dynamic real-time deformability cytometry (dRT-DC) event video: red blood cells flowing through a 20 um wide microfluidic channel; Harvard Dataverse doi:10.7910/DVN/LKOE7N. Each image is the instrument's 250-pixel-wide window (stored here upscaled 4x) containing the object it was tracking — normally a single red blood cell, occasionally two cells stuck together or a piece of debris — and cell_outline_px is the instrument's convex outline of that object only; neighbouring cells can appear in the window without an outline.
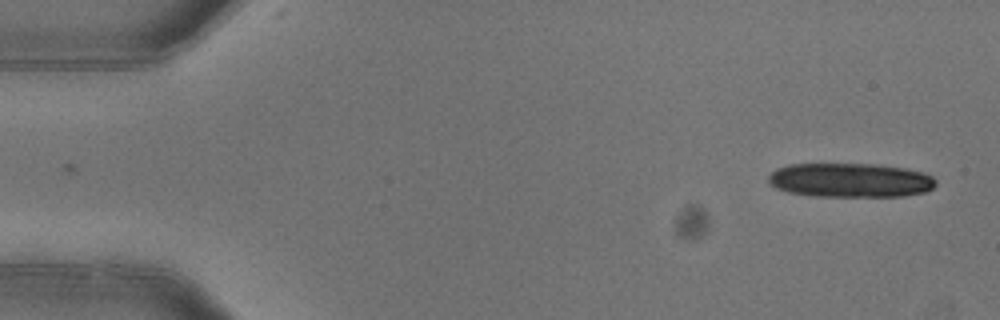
{"species": "common noctule bat (a hibernating species)", "species_latin": "Nyctalus noctula", "temperature_condition": "warm", "stored_images_in_passage": 3, "camera_frame_rate_fps": 3000, "um_per_image_px": 0.085, "animal": {"sex": "female"}, "frame": {"image": 1, "passage_image": 3, "time_ms": 0.667, "image_size_px": [1000, 320], "cell_outline_px": [[936, 184], [932, 188], [924, 192], [904, 196], [816, 196], [788, 192], [776, 188], [768, 184], [768, 176], [776, 168], [788, 164], [872, 164], [904, 168], [924, 172], [932, 176], [936, 180]], "centroid_in_image_um": [72.25, 15.31], "position_along_channel_um": 12.7, "area_um2": 33.47}}